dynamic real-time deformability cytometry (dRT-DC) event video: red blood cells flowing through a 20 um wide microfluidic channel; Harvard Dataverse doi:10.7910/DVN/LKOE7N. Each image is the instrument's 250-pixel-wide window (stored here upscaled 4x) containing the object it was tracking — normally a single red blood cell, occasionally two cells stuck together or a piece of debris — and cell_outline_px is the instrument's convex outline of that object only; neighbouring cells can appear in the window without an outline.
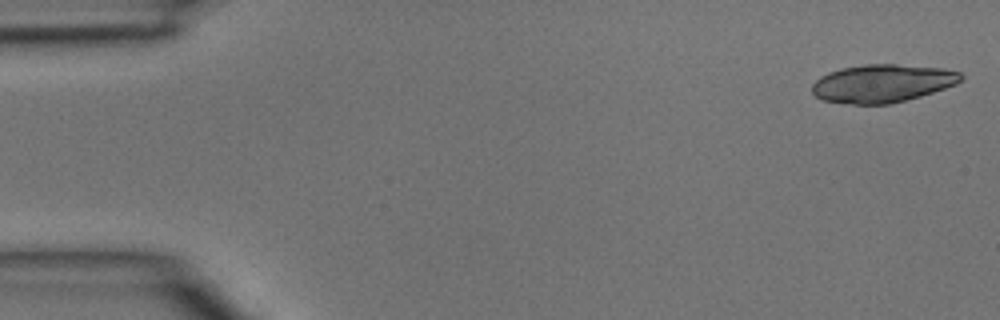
{"species": "common noctule bat (a hibernating species)", "species_latin": "Nyctalus noctula", "temperature_condition": "room temperature", "stored_images_in_passage": 12, "camera_frame_rate_fps": 3000, "um_per_image_px": 0.085, "animal": {"sex": "male", "body_mass_g": 15.6}, "frame": {"image": 1, "passage_image": 1, "time_ms": 0.0, "image_size_px": [1000, 320], "cell_outline_px": [[964, 76], [956, 84], [920, 96], [888, 104], [852, 104], [824, 100], [816, 96], [812, 92], [812, 84], [820, 76], [828, 72], [840, 68], [864, 64], [896, 64], [944, 68], [960, 72]], "centroid_in_image_um": [74.98, 7.07], "position_along_channel_um": 10.0, "area_um2": 32.89}}